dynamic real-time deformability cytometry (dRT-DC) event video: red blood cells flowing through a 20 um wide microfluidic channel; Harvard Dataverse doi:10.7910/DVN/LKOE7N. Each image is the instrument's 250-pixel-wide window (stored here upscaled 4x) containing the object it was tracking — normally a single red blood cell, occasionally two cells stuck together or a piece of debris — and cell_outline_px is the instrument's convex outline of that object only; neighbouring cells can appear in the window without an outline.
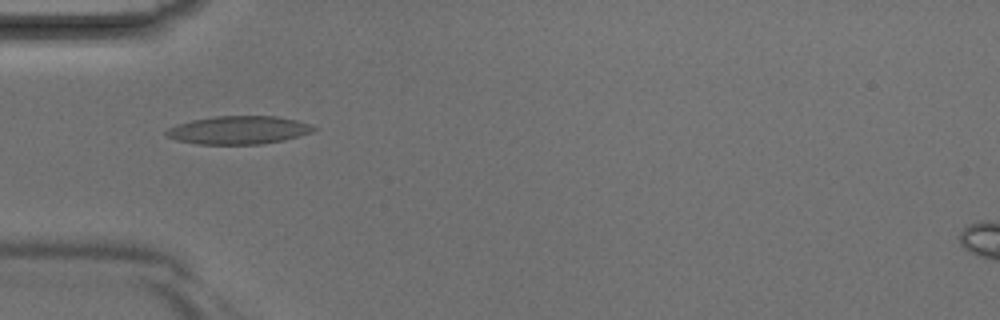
{"species": "Egyptian fruit bat (a non-hibernating species)", "species_latin": "Rousettus aegyptiacus", "temperature_condition": "room temperature", "stored_images_in_passage": 1, "camera_frame_rate_fps": 3000, "um_per_image_px": 0.085, "animal": {"sex": "male"}, "frame": {"image": 1, "passage_image": 1, "time_ms": 0.0, "image_size_px": [1000, 320], "cell_outline_px": [[316, 128], [312, 132], [284, 140], [260, 144], [196, 144], [176, 140], [164, 136], [164, 132], [168, 128], [176, 124], [192, 120], [216, 116], [276, 116], [296, 120], [308, 124]], "centroid_in_image_um": [20.21, 11.06], "position_along_channel_um": 64.8, "area_um2": 24.16}}